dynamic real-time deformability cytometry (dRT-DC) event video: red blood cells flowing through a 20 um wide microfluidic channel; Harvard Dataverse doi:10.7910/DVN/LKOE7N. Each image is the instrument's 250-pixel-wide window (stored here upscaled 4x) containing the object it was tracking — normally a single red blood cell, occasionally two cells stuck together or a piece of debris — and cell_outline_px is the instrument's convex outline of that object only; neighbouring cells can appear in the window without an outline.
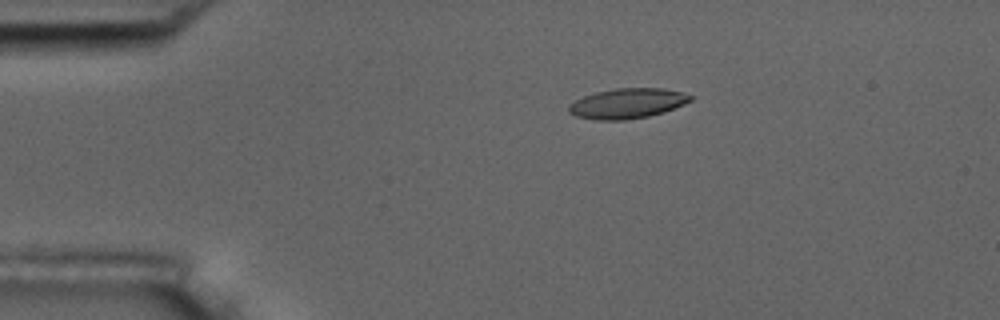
{"species": "common noctule bat (a hibernating species)", "species_latin": "Nyctalus noctula", "temperature_condition": "room temperature", "stored_images_in_passage": 5, "camera_frame_rate_fps": 3000, "um_per_image_px": 0.085, "animal": {"sex": "male", "body_mass_g": 17.5, "forearm_length_mm": 52.3}, "frame": {"image": 1, "passage_image": 3, "time_ms": 2.333, "image_size_px": [1000, 320], "cell_outline_px": [[696, 96], [692, 100], [684, 104], [664, 112], [648, 116], [624, 120], [596, 120], [576, 116], [568, 112], [568, 104], [584, 96], [596, 92], [616, 88], [664, 88]], "centroid_in_image_um": [53.33, 8.79], "position_along_channel_um": 31.7, "area_um2": 21.39}}
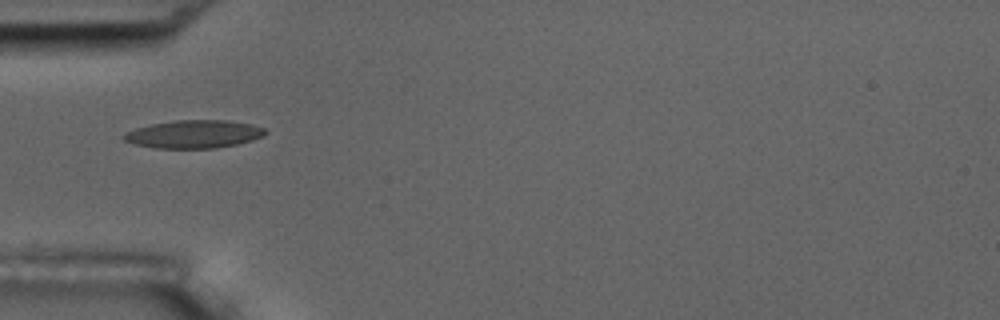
{"frame": {"image": 2, "passage_image": 5, "time_ms": 4.667, "image_size_px": [1000, 320], "cell_outline_px": [[268, 132], [264, 136], [252, 140], [236, 144], [216, 148], [156, 148], [136, 144], [124, 140], [124, 136], [128, 132], [136, 128], [152, 124], [172, 120], [224, 120], [252, 124], [264, 128]], "centroid_in_image_um": [16.53, 11.4], "position_along_channel_um": 68.5, "area_um2": 22.89}}